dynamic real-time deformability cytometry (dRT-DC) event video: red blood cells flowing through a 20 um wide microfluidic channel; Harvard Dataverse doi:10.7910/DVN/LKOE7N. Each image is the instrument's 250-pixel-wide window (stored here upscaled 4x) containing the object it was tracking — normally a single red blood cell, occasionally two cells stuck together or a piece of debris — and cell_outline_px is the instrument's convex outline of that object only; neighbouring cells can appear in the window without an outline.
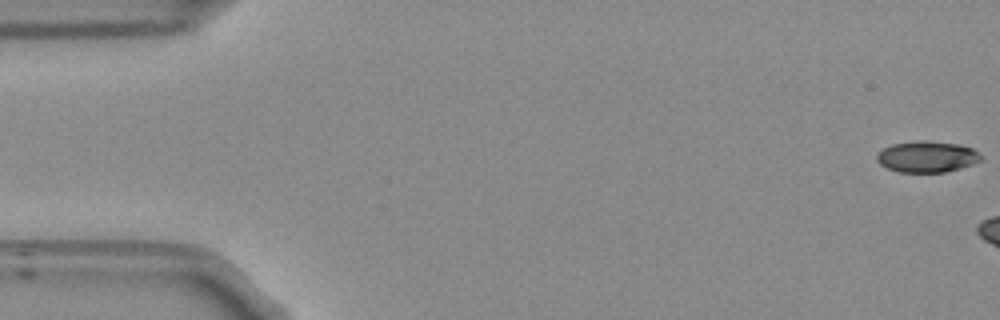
{"species": "Egyptian fruit bat (a non-hibernating species)", "species_latin": "Rousettus aegyptiacus", "temperature_condition": "room temperature", "stored_images_in_passage": 6, "camera_frame_rate_fps": 3000, "um_per_image_px": 0.085, "frame": {"image": 1, "passage_image": 1, "time_ms": 0.0, "image_size_px": [1000, 320], "cell_outline_px": [[984, 160], [960, 168], [944, 172], [900, 172], [888, 168], [880, 164], [876, 160], [876, 156], [884, 148], [892, 144], [920, 140], [928, 140], [956, 144], [972, 148]], "centroid_in_image_um": [78.79, 13.32], "position_along_channel_um": 6.2, "area_um2": 18.79}}